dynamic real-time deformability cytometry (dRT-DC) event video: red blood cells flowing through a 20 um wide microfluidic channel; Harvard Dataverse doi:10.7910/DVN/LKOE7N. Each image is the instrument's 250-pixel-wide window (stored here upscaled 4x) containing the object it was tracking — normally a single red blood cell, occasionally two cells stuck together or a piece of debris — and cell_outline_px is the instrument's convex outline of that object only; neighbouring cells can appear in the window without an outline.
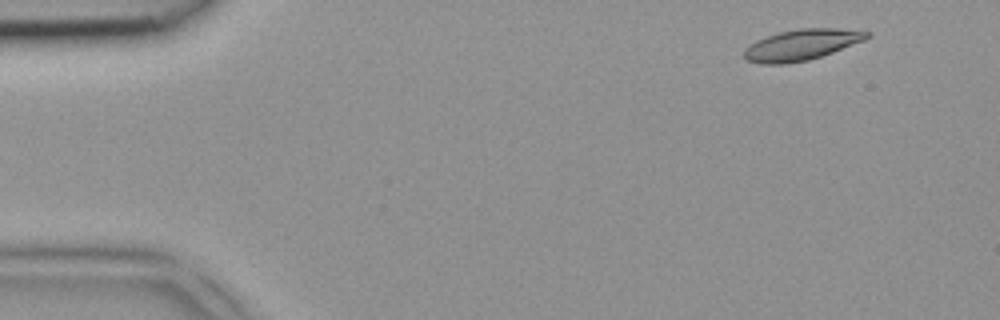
{"species": "common noctule bat (a hibernating species)", "species_latin": "Nyctalus noctula", "temperature_condition": "room temperature", "stored_images_in_passage": 2, "camera_frame_rate_fps": 3000, "um_per_image_px": 0.085, "animal": {"sex": "female", "body_mass_g": 18.4}, "frame": {"image": 1, "passage_image": 2, "time_ms": 0.333, "image_size_px": [1000, 320], "cell_outline_px": [[872, 36], [864, 40], [832, 52], [808, 60], [784, 64], [760, 64], [744, 60], [744, 48], [756, 40], [780, 32], [800, 28], [840, 28], [872, 32]], "centroid_in_image_um": [68.12, 3.81], "position_along_channel_um": 16.9, "area_um2": 22.14}}